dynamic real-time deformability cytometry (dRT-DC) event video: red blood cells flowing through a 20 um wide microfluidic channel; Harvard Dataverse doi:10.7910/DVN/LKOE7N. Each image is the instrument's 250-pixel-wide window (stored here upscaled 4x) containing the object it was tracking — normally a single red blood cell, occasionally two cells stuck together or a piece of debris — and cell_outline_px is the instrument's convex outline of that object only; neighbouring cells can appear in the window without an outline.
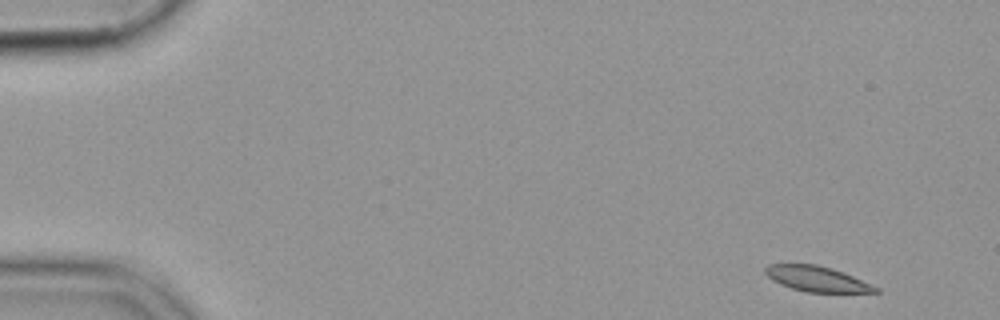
{"species": "common noctule bat (a hibernating species)", "species_latin": "Nyctalus noctula", "temperature_condition": "cold", "stored_images_in_passage": 53, "camera_frame_rate_fps": 3000, "um_per_image_px": 0.085, "animal": {"sex": "female", "body_mass_g": 19.9}, "frame": {"image": 1, "passage_image": 1, "time_ms": 0.0, "image_size_px": [1000, 320], "cell_outline_px": [[880, 292], [804, 292], [780, 284], [772, 280], [764, 272], [764, 268], [768, 264], [816, 264], [832, 268], [844, 272], [880, 288]], "centroid_in_image_um": [69.43, 23.7], "position_along_channel_um": 15.6, "area_um2": 16.3}}
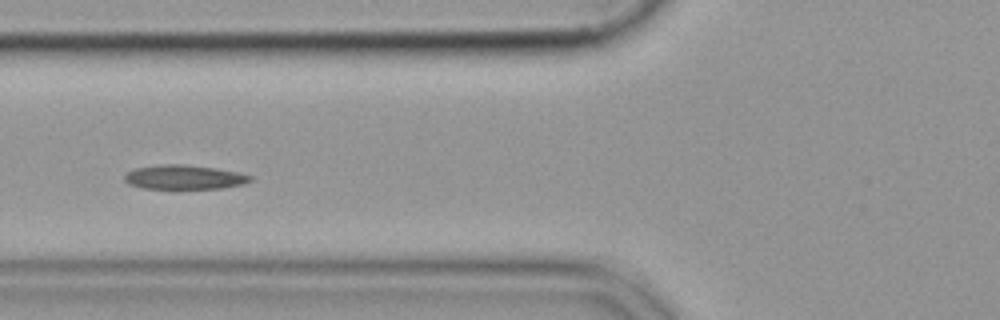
{"frame": {"image": 2, "passage_image": 19, "time_ms": 6.0, "image_size_px": [1000, 320], "cell_outline_px": [[252, 180], [244, 184], [224, 188], [144, 188], [128, 184], [124, 180], [124, 176], [128, 172], [136, 168], [160, 164], [184, 164], [216, 168], [240, 172], [252, 176]], "centroid_in_image_um": [15.69, 15.05], "position_along_channel_um": 110.1, "area_um2": 17.8}}
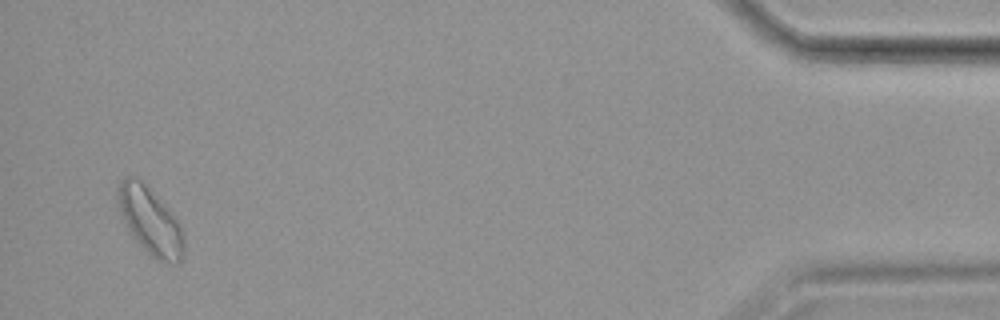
{"frame": {"image": 3, "passage_image": 51, "time_ms": 16.667, "image_size_px": [1000, 320], "cell_outline_px": [[184, 256], [180, 264], [176, 264], [156, 260], [132, 236], [116, 204], [116, 192], [120, 180], [124, 176], [136, 176], [144, 184], [176, 220], [184, 232]], "centroid_in_image_um": [12.74, 18.81], "position_along_channel_um": 422.5, "area_um2": 25.49}}